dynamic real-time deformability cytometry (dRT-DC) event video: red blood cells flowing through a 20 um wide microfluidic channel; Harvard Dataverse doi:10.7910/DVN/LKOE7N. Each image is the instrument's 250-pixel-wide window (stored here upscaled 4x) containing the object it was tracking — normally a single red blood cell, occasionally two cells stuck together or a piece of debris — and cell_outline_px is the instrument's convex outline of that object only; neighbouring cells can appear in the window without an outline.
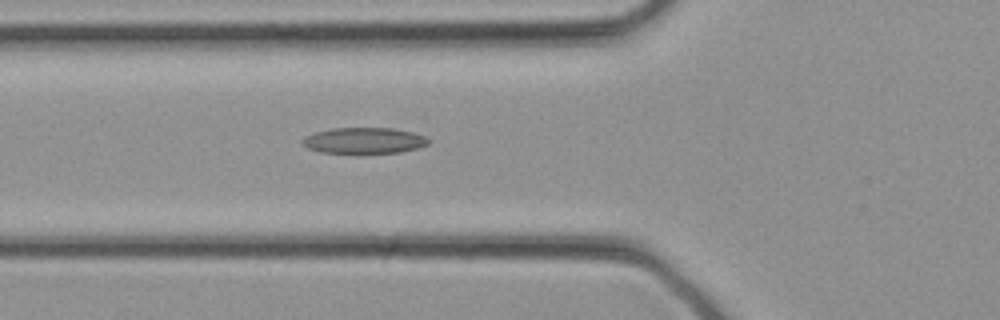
{"species": "common noctule bat (a hibernating species)", "species_latin": "Nyctalus noctula", "temperature_condition": "cold", "stored_images_in_passage": 33, "camera_frame_rate_fps": 3000, "um_per_image_px": 0.085, "animal": {"sex": "female", "body_mass_g": 21.9}, "frame": {"image": 1, "passage_image": 12, "time_ms": 3.667, "image_size_px": [1000, 320], "cell_outline_px": [[432, 140], [428, 144], [420, 148], [400, 152], [320, 152], [308, 148], [300, 144], [300, 140], [304, 136], [316, 132], [332, 128], [392, 128], [412, 132], [424, 136]], "centroid_in_image_um": [30.94, 11.93], "position_along_channel_um": 94.9, "area_um2": 19.02}}
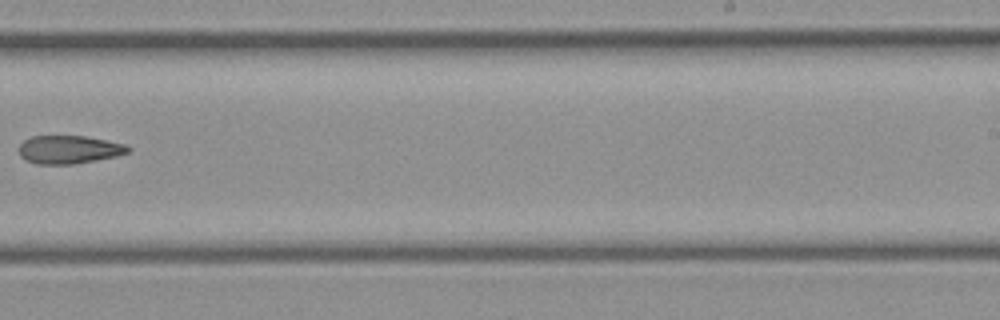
{"frame": {"image": 2, "passage_image": 21, "time_ms": 6.667, "image_size_px": [1000, 320], "cell_outline_px": [[132, 148], [128, 152], [116, 156], [96, 160], [72, 164], [36, 164], [20, 156], [20, 144], [24, 140], [32, 136], [84, 136], [124, 144]], "centroid_in_image_um": [5.86, 12.71], "position_along_channel_um": 283.1, "area_um2": 17.69}}
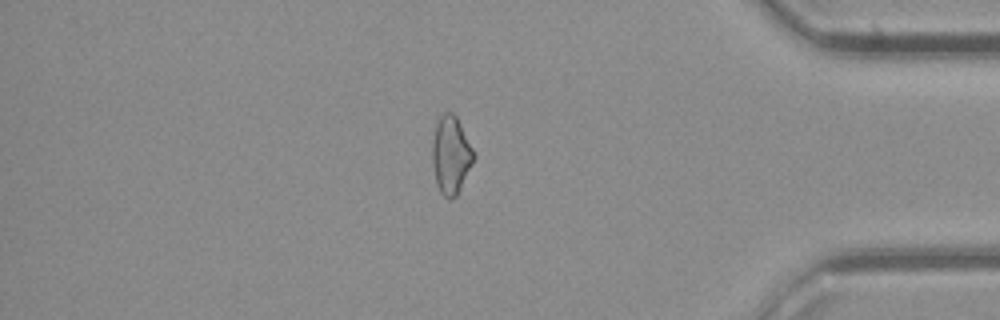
{"frame": {"image": 3, "passage_image": 28, "time_ms": 9.0, "image_size_px": [1000, 320], "cell_outline_px": [[476, 156], [456, 196], [448, 200], [440, 192], [436, 184], [432, 164], [432, 140], [436, 124], [440, 116], [444, 112], [452, 112], [456, 116], [476, 152]], "centroid_in_image_um": [38.33, 13.16], "position_along_channel_um": 396.9, "area_um2": 18.96}}